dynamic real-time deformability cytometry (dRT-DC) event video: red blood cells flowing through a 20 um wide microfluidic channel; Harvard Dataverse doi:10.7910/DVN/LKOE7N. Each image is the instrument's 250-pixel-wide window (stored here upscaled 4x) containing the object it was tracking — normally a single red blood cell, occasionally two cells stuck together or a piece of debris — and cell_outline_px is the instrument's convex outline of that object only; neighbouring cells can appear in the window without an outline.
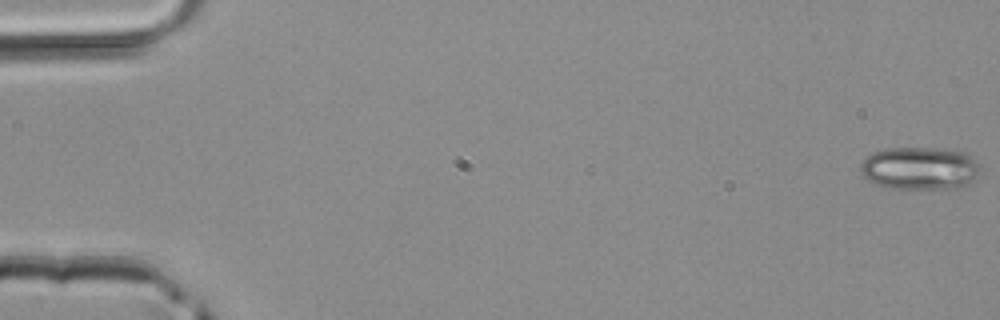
{"species": "common noctule bat (a hibernating species)", "species_latin": "Nyctalus noctula", "temperature_condition": "room temperature", "stored_images_in_passage": 5, "segment_of_instrument_passage": [1, 2], "camera_frame_rate_fps": 3000, "um_per_image_px": 0.085, "animal": {"sex": "male", "body_mass_g": 20.4}, "frame": {"image": 1, "passage_image": 1, "time_ms": 0.0, "image_size_px": [1000, 320], "cell_outline_px": [[980, 172], [976, 180], [964, 188], [888, 188], [876, 184], [868, 180], [860, 172], [860, 164], [868, 156], [876, 152], [888, 148], [932, 148], [960, 152], [976, 160], [980, 164]], "centroid_in_image_um": [78.22, 14.33], "position_along_channel_um": 6.8, "area_um2": 29.82}}